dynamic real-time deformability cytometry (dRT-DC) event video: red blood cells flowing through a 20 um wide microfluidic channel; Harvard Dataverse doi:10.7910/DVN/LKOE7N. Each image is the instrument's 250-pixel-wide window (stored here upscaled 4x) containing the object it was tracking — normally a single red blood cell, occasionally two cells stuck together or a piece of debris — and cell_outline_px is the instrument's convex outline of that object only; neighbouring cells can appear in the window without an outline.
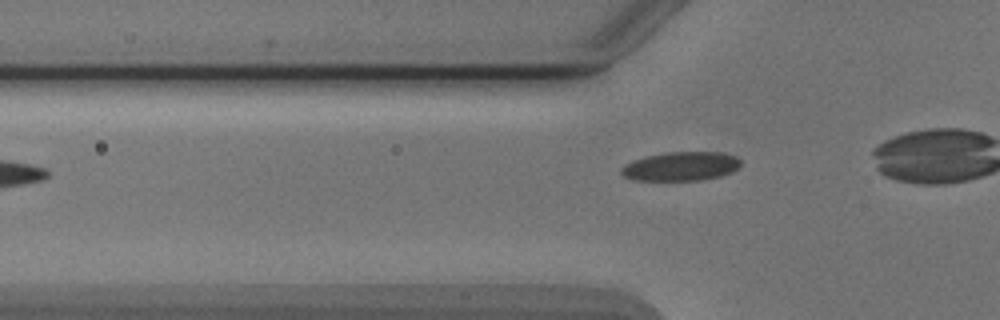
{"species": "Egyptian fruit bat (a non-hibernating species)", "species_latin": "Rousettus aegyptiacus", "temperature_condition": "cold", "stored_images_in_passage": 6, "camera_frame_rate_fps": 3000, "um_per_image_px": 0.085, "animal": {"sex": "male"}, "frame": {"image": 1, "passage_image": 6, "time_ms": 19.333, "image_size_px": [1000, 320], "cell_outline_px": [[740, 164], [732, 172], [720, 176], [700, 180], [632, 180], [624, 176], [620, 172], [620, 168], [624, 164], [632, 160], [644, 156], [664, 152], [724, 152], [736, 156], [740, 160]], "centroid_in_image_um": [57.84, 14.12], "position_along_channel_um": 68.0, "area_um2": 20.35}}